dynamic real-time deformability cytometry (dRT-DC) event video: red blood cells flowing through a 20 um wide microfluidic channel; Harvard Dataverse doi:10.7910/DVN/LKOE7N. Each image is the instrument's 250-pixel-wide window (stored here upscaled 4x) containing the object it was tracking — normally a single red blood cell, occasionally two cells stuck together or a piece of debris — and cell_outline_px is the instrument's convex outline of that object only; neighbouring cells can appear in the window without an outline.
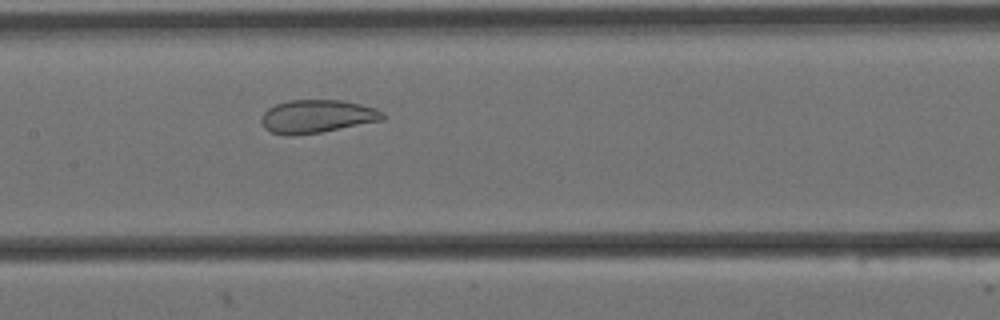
{"species": "Egyptian fruit bat (a non-hibernating species)", "species_latin": "Rousettus aegyptiacus", "temperature_condition": "cold", "stored_images_in_passage": 6, "camera_frame_rate_fps": 3000, "um_per_image_px": 0.085, "animal": {"sex": "female"}, "frame": {"image": 1, "passage_image": 6, "time_ms": 1.667, "image_size_px": [1000, 320], "cell_outline_px": [[388, 116], [384, 120], [320, 132], [296, 136], [284, 136], [272, 132], [264, 128], [260, 120], [260, 116], [268, 108], [276, 104], [288, 100], [340, 100], [360, 104], [376, 108], [384, 112]], "centroid_in_image_um": [26.94, 9.9], "position_along_channel_um": 180.5, "area_um2": 23.76}}